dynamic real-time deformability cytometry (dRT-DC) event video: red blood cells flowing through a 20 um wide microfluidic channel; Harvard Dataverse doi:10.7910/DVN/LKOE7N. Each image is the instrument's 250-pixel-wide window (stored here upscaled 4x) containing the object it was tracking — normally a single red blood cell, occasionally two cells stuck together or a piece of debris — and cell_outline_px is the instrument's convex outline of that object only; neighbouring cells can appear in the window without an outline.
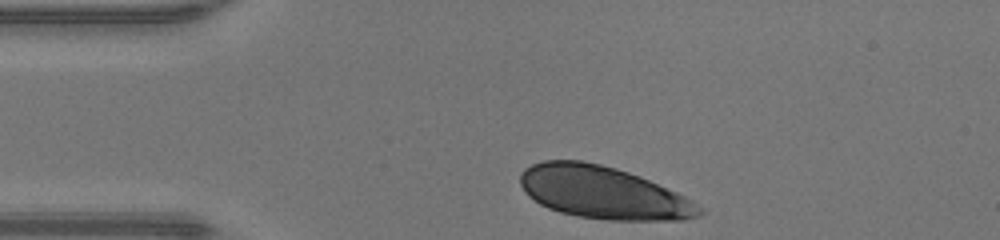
{"species": "human", "species_latin": "Homo sapiens", "temperature_condition": "warm", "stored_images_in_passage": 29, "camera_frame_rate_fps": 3000, "um_per_image_px": 0.085, "donor": {"sex": "male"}, "frame": {"image": 1, "passage_image": 1, "time_ms": 0.0, "image_size_px": [1000, 240], "cell_outline_px": [[704, 212], [700, 216], [684, 220], [608, 220], [580, 216], [560, 212], [548, 208], [540, 204], [528, 196], [524, 192], [520, 184], [520, 172], [524, 168], [532, 164], [544, 160], [580, 160], [600, 164], [616, 168], [640, 176], [676, 192], [692, 200]], "centroid_in_image_um": [51.24, 16.36], "position_along_channel_um": 33.8, "area_um2": 54.74}}